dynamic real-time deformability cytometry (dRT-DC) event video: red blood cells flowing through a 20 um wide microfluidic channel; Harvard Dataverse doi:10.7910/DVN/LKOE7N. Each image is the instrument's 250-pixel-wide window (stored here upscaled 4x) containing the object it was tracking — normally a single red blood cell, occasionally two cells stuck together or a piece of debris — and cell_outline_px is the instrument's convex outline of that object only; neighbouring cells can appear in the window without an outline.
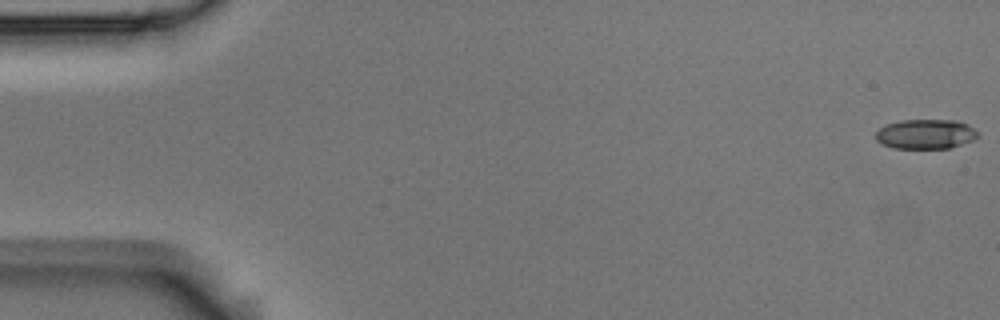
{"species": "Egyptian fruit bat (a non-hibernating species)", "species_latin": "Rousettus aegyptiacus", "temperature_condition": "room temperature", "stored_images_in_passage": 6, "camera_frame_rate_fps": 3000, "um_per_image_px": 0.085, "animal": {"sex": "male"}, "frame": {"image": 1, "passage_image": 1, "time_ms": 0.0, "image_size_px": [1000, 320], "cell_outline_px": [[980, 136], [972, 140], [948, 148], [892, 148], [876, 140], [876, 132], [884, 124], [900, 120], [960, 120], [968, 124], [980, 132]], "centroid_in_image_um": [78.7, 11.38], "position_along_channel_um": 6.3, "area_um2": 17.8}}
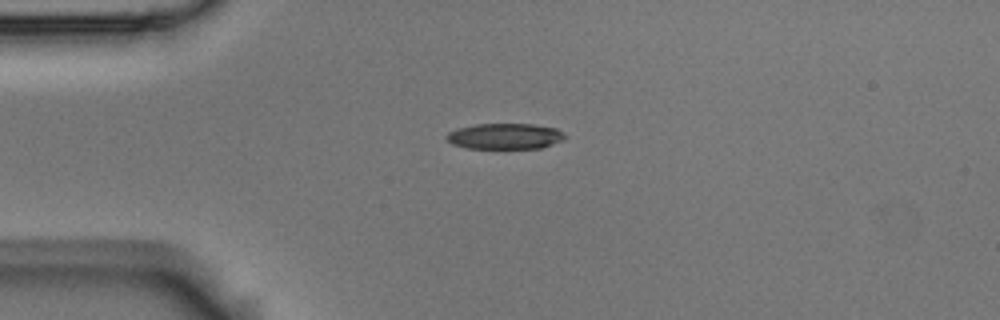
{"frame": {"image": 2, "passage_image": 5, "time_ms": 1.333, "image_size_px": [1000, 320], "cell_outline_px": [[568, 136], [564, 140], [540, 148], [468, 148], [452, 144], [444, 136], [448, 132], [456, 128], [476, 124], [532, 124], [556, 128], [564, 132]], "centroid_in_image_um": [42.94, 11.57], "position_along_channel_um": 42.1, "area_um2": 17.92}}